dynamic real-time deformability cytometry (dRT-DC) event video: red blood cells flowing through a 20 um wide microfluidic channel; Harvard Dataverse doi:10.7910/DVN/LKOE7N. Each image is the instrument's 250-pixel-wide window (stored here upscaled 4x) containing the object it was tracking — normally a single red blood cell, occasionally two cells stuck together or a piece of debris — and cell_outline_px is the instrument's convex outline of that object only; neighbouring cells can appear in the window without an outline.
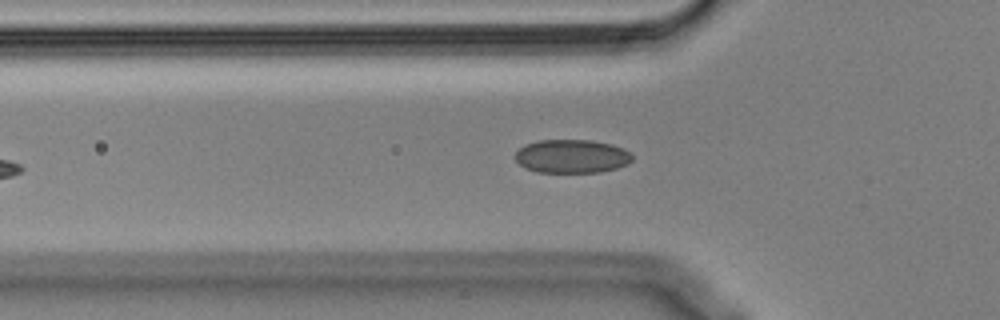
{"species": "Egyptian fruit bat (a non-hibernating species)", "species_latin": "Rousettus aegyptiacus", "temperature_condition": "cold", "stored_images_in_passage": 39, "camera_frame_rate_fps": 3000, "um_per_image_px": 0.085, "animal": {"sex": "male"}, "frame": {"image": 1, "passage_image": 5, "time_ms": 1.333, "image_size_px": [1000, 320], "cell_outline_px": [[632, 160], [628, 164], [616, 168], [600, 172], [536, 172], [524, 168], [516, 160], [516, 152], [520, 148], [528, 144], [540, 140], [592, 140], [612, 144], [624, 148], [632, 156]], "centroid_in_image_um": [48.62, 13.28], "position_along_channel_um": 77.2, "area_um2": 22.83}}
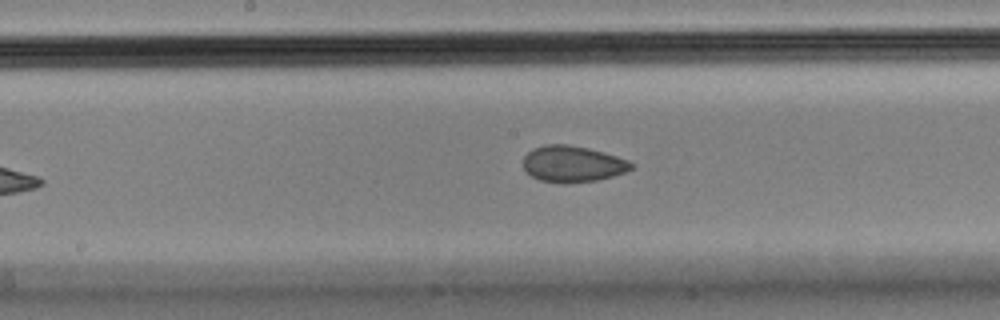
{"frame": {"image": 2, "passage_image": 15, "time_ms": 4.667, "image_size_px": [1000, 320], "cell_outline_px": [[636, 164], [632, 168], [624, 172], [612, 176], [596, 180], [564, 184], [560, 184], [540, 180], [532, 176], [524, 168], [524, 156], [532, 148], [544, 144], [568, 144], [588, 148], [604, 152], [628, 160]], "centroid_in_image_um": [48.67, 13.93], "position_along_channel_um": 199.5, "area_um2": 22.95}}
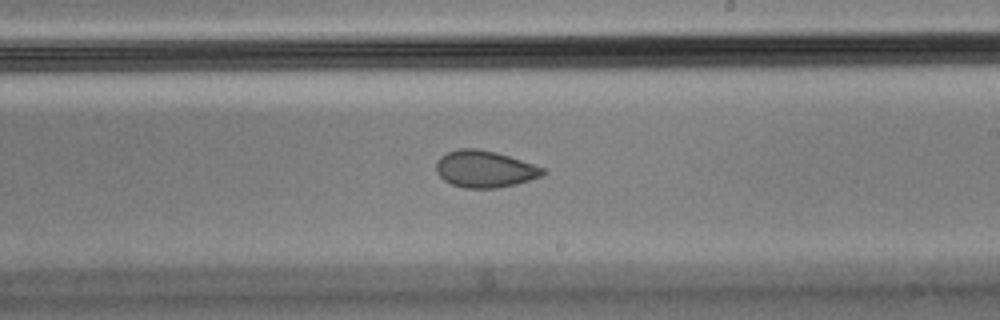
{"frame": {"image": 3, "passage_image": 19, "time_ms": 6.0, "image_size_px": [1000, 320], "cell_outline_px": [[548, 172], [544, 176], [516, 184], [496, 188], [464, 188], [452, 184], [444, 180], [436, 172], [436, 160], [440, 156], [448, 152], [460, 148], [476, 148], [496, 152], [544, 168]], "centroid_in_image_um": [41.2, 14.37], "position_along_channel_um": 247.8, "area_um2": 22.95}, "authors_computed_cell_mechanics": {"area_um2": 23.2934, "velocity_mm_per_s": 3.6309, "shape_relaxation_time_tau1_ms": null, "shape_relaxation_time_tau2_ms": 3.4962, "deformation_change_tau1": null, "deformation_change_tau2": 0.0673}}